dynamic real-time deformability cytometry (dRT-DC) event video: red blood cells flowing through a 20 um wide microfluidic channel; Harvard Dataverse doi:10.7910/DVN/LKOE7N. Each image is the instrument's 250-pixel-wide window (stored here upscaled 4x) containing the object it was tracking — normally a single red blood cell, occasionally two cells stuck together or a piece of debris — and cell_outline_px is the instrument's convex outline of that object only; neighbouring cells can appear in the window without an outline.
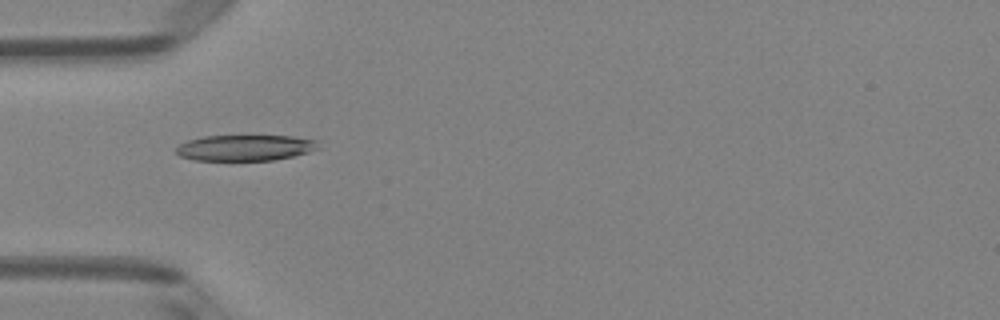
{"species": "Egyptian fruit bat (a non-hibernating species)", "species_latin": "Rousettus aegyptiacus", "temperature_condition": "room temperature", "stored_images_in_passage": 37, "camera_frame_rate_fps": 3000, "um_per_image_px": 0.085, "animal": {"sex": "female"}, "frame": {"image": 1, "passage_image": 2, "time_ms": 0.333, "image_size_px": [1000, 320], "cell_outline_px": [[320, 148], [308, 152], [292, 156], [272, 160], [192, 160], [180, 156], [176, 152], [176, 148], [180, 144], [188, 140], [204, 136], [292, 136], [316, 140]], "centroid_in_image_um": [20.83, 12.56], "position_along_channel_um": 64.2, "area_um2": 21.33}}
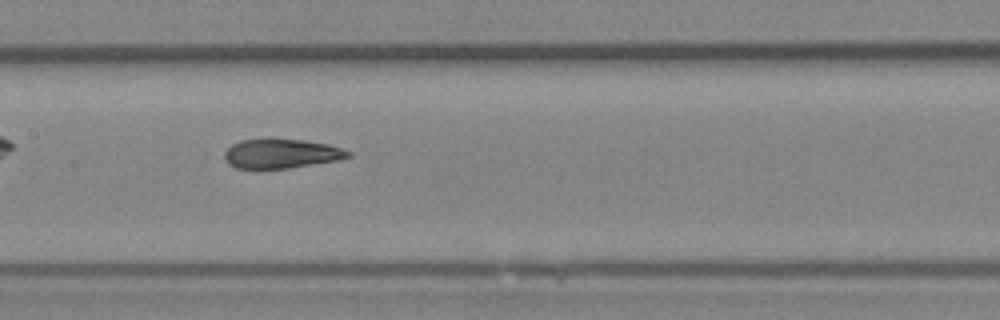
{"frame": {"image": 2, "passage_image": 11, "time_ms": 3.333, "image_size_px": [1000, 320], "cell_outline_px": [[352, 156], [340, 160], [288, 168], [236, 168], [228, 164], [224, 156], [224, 152], [232, 144], [240, 140], [272, 136], [328, 144], [352, 152]], "centroid_in_image_um": [23.89, 13.02], "position_along_channel_um": 183.5, "area_um2": 21.68}}
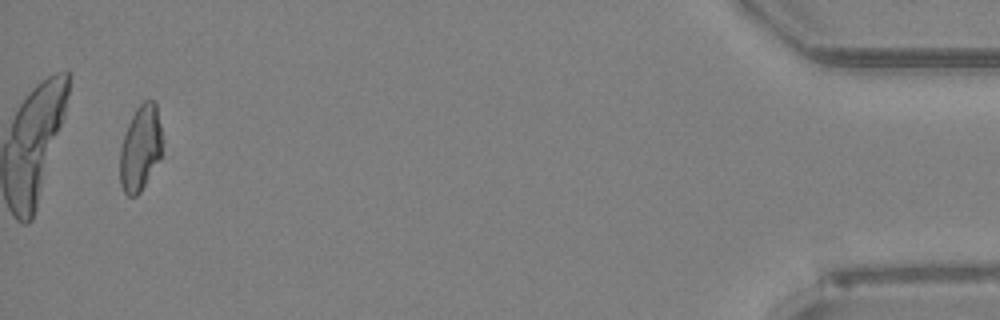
{"frame": {"image": 3, "passage_image": 35, "time_ms": 11.333, "image_size_px": [1000, 320], "cell_outline_px": [[164, 140], [160, 156], [140, 192], [136, 196], [128, 196], [124, 192], [120, 184], [120, 148], [128, 124], [136, 108], [144, 100], [152, 100], [156, 104], [164, 136]], "centroid_in_image_um": [11.95, 12.55], "position_along_channel_um": 423.3, "area_um2": 21.15}, "authors_computed_cell_mechanics": {"area_um2": 22.3108, "velocity_mm_per_s": 4.0213, "shape_relaxation_time_tau1_ms": 10.4192, "shape_relaxation_time_tau2_ms": 1.7026, "deformation_change_tau1": 0.2617, "deformation_change_tau2": 0.0845}}